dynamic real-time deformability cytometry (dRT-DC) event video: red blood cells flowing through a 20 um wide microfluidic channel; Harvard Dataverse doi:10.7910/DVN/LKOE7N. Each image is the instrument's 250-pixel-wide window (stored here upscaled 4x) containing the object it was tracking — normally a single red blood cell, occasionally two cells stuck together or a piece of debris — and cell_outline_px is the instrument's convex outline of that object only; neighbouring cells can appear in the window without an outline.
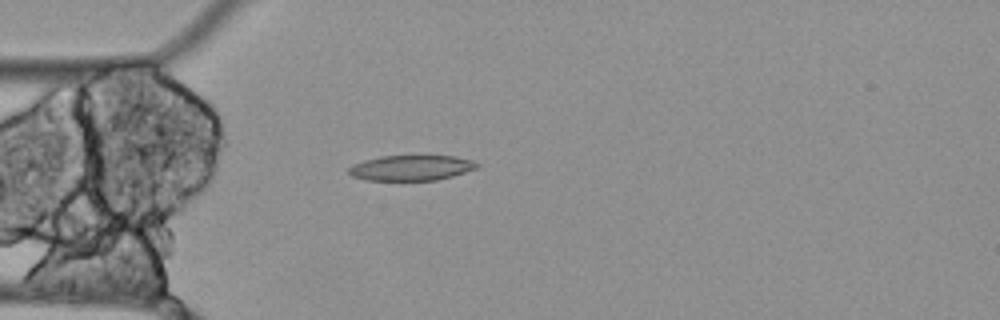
{"species": "Egyptian fruit bat (a non-hibernating species)", "species_latin": "Rousettus aegyptiacus", "temperature_condition": "cold", "stored_images_in_passage": 57, "camera_frame_rate_fps": 3000, "um_per_image_px": 0.085, "animal": {"sex": "female"}, "frame": {"image": 1, "passage_image": 16, "time_ms": 5.0, "image_size_px": [1000, 320], "cell_outline_px": [[480, 168], [452, 176], [436, 180], [368, 180], [352, 176], [348, 172], [348, 168], [352, 164], [364, 160], [380, 156], [456, 156], [472, 160], [480, 164]], "centroid_in_image_um": [34.98, 14.26], "position_along_channel_um": 50.0, "area_um2": 19.02}}
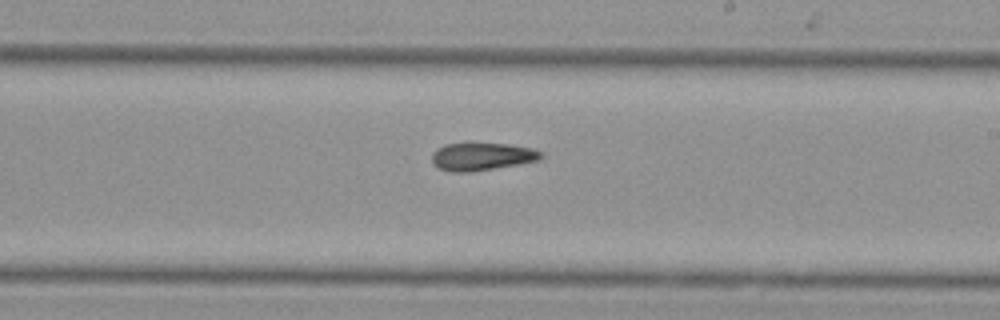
{"frame": {"image": 2, "passage_image": 33, "time_ms": 10.667, "image_size_px": [1000, 320], "cell_outline_px": [[544, 156], [540, 160], [472, 172], [452, 172], [436, 168], [432, 164], [432, 152], [436, 148], [444, 144], [508, 144], [532, 148], [544, 152]], "centroid_in_image_um": [40.94, 13.32], "position_along_channel_um": 248.1, "area_um2": 17.74}}
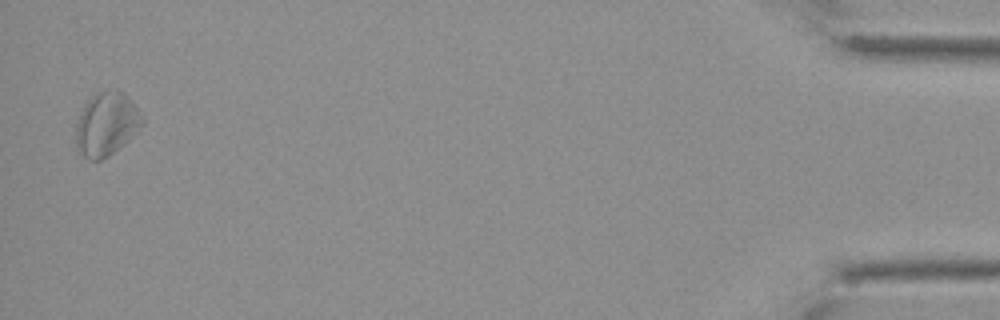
{"frame": {"image": 3, "passage_image": 56, "time_ms": 18.333, "image_size_px": [1000, 320], "cell_outline_px": [[144, 124], [124, 144], [108, 156], [100, 160], [88, 160], [76, 148], [76, 124], [80, 112], [84, 104], [96, 92], [112, 88], [116, 88], [124, 92], [128, 96], [144, 116]], "centroid_in_image_um": [9.06, 10.51], "position_along_channel_um": 426.1, "area_um2": 24.91}, "authors_computed_cell_mechanics": {"area_um2": 19.5364, "velocity_mm_per_s": 3.4703, "shape_relaxation_time_tau1_ms": 0.0281, "shape_relaxation_time_tau2_ms": null, "deformation_change_tau1": 0.0025, "deformation_change_tau2": null}}